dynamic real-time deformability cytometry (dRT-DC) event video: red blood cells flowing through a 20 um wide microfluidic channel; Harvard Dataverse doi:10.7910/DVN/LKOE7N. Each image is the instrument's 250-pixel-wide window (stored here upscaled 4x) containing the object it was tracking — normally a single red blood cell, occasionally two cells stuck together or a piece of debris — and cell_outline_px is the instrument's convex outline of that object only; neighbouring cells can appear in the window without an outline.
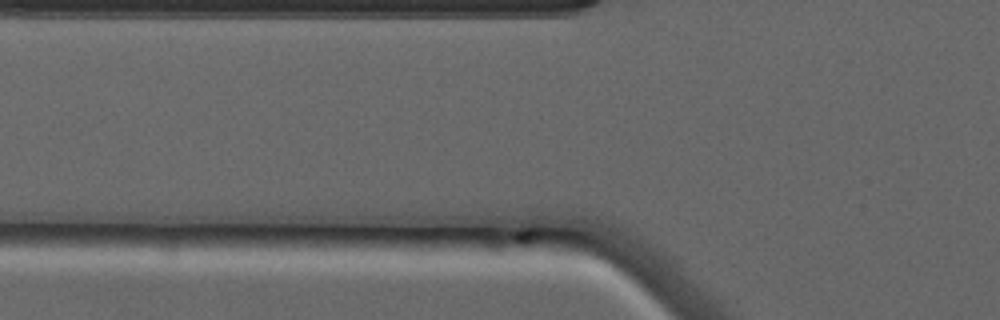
{"species": "common noctule bat (a hibernating species)", "species_latin": "Nyctalus noctula", "temperature_condition": "warm", "stored_images_in_passage": 4, "camera_frame_rate_fps": 3000, "um_per_image_px": 0.085, "animal": {"sex": "male", "forearm_length_mm": 52.5}, "frame": {"image": 1, "passage_image": 2, "time_ms": 0.333, "image_size_px": [1000, 320], "cell_outline_px": [[584, 228], [580, 232], [520, 244], [460, 232], [480, 220], [516, 208], [528, 208]], "centroid_in_image_um": [44.35, 19.27], "position_along_channel_um": 81.4, "area_um2": 18.44}}